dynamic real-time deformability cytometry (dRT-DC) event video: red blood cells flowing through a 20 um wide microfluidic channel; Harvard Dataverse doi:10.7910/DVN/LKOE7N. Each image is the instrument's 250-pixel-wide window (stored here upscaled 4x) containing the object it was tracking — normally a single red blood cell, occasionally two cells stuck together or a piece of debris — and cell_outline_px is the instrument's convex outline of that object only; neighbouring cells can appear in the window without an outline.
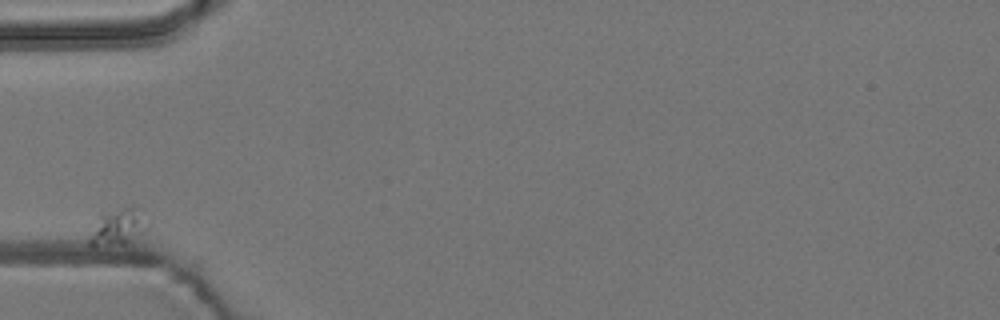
{"species": "common noctule bat (a hibernating species)", "species_latin": "Nyctalus noctula", "temperature_condition": "room temperature", "stored_images_in_passage": 7, "camera_frame_rate_fps": 3000, "um_per_image_px": 0.085, "animal": {"sex": "male", "body_mass_g": 19.2, "forearm_length_mm": 51.8}, "frame": {"image": 1, "passage_image": 1, "time_ms": 0.0, "image_size_px": [1000, 320], "cell_outline_px": [[140, 232], [124, 244], [88, 244], [88, 240], [100, 212], [132, 204], [136, 208]], "centroid_in_image_um": [9.82, 19.24], "position_along_channel_um": 75.2, "area_um2": 10.98}}
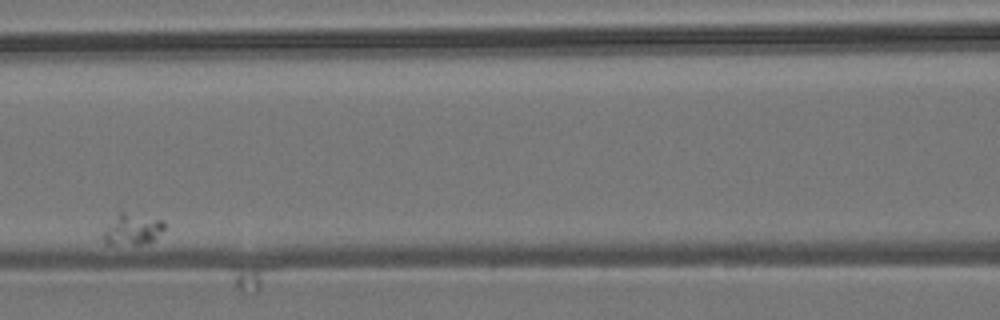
{"frame": {"image": 2, "passage_image": 3, "time_ms": 0.667, "image_size_px": [1000, 320], "cell_outline_px": [[164, 228], [152, 240], [144, 244], [104, 244], [100, 236], [100, 232], [116, 212], [120, 208], [164, 220]], "centroid_in_image_um": [11.13, 19.42], "position_along_channel_um": 155.5, "area_um2": 11.96}}
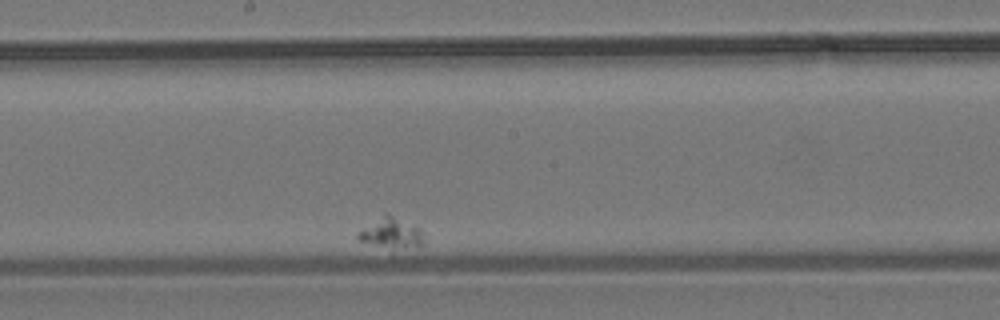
{"frame": {"image": 3, "passage_image": 5, "time_ms": 1.333, "image_size_px": [1000, 320], "cell_outline_px": [[424, 232], [420, 244], [392, 256], [360, 240], [356, 236], [356, 232], [384, 212], [420, 228]], "centroid_in_image_um": [33.19, 19.93], "position_along_channel_um": 215.0, "area_um2": 12.89}}